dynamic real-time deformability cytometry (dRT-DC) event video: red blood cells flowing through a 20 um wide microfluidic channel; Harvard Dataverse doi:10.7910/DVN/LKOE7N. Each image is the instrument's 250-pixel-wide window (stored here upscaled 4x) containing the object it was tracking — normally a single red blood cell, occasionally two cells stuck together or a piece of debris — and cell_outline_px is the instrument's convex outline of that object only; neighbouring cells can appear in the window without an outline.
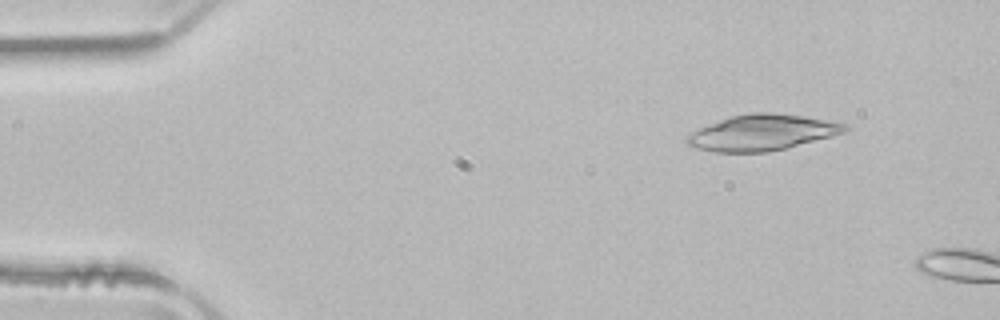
{"species": "common noctule bat (a hibernating species)", "species_latin": "Nyctalus noctula", "temperature_condition": "room temperature", "stored_images_in_passage": 8, "camera_frame_rate_fps": 3000, "um_per_image_px": 0.085, "animal": {"sex": "male", "body_mass_g": 21.5, "forearm_length_mm": 52.0}, "frame": {"image": 1, "passage_image": 5, "time_ms": 1.333, "image_size_px": [1000, 320], "cell_outline_px": [[848, 128], [844, 132], [832, 136], [784, 148], [764, 152], [712, 152], [692, 148], [684, 140], [684, 136], [708, 124], [732, 116], [752, 112], [772, 112], [800, 116], [848, 124]], "centroid_in_image_um": [64.7, 11.27], "position_along_channel_um": 20.3, "area_um2": 32.71}}